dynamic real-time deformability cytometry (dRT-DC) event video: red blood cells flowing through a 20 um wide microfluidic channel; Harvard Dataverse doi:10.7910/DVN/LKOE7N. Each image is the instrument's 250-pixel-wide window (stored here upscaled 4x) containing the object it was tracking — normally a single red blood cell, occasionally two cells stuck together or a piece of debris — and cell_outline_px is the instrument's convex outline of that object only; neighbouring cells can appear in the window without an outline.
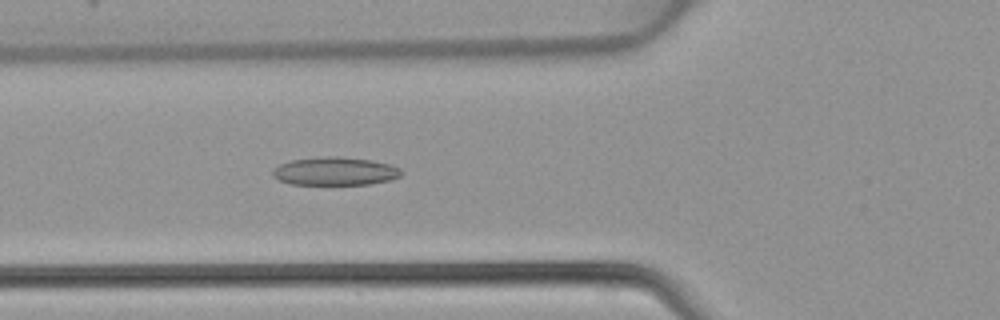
{"species": "common noctule bat (a hibernating species)", "species_latin": "Nyctalus noctula", "temperature_condition": "warm", "stored_images_in_passage": 41, "camera_frame_rate_fps": 3000, "um_per_image_px": 0.085, "animal": {"sex": "female", "body_mass_g": 22.7, "forearm_length_mm": 54.2}, "frame": {"image": 1, "passage_image": 12, "time_ms": 3.667, "image_size_px": [1000, 320], "cell_outline_px": [[404, 172], [400, 176], [388, 180], [368, 184], [292, 184], [280, 180], [272, 176], [272, 168], [280, 164], [292, 160], [324, 156], [340, 156], [368, 160], [388, 164], [400, 168]], "centroid_in_image_um": [28.45, 14.55], "position_along_channel_um": 97.3, "area_um2": 20.98}}
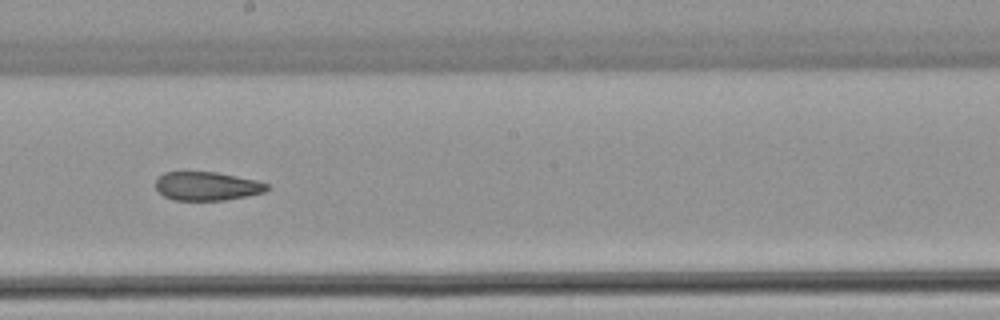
{"frame": {"image": 2, "passage_image": 21, "time_ms": 6.667, "image_size_px": [1000, 320], "cell_outline_px": [[268, 188], [264, 192], [224, 200], [172, 200], [164, 196], [156, 188], [156, 176], [164, 172], [216, 172], [256, 180], [268, 184]], "centroid_in_image_um": [17.54, 15.81], "position_along_channel_um": 230.7, "area_um2": 18.5}}
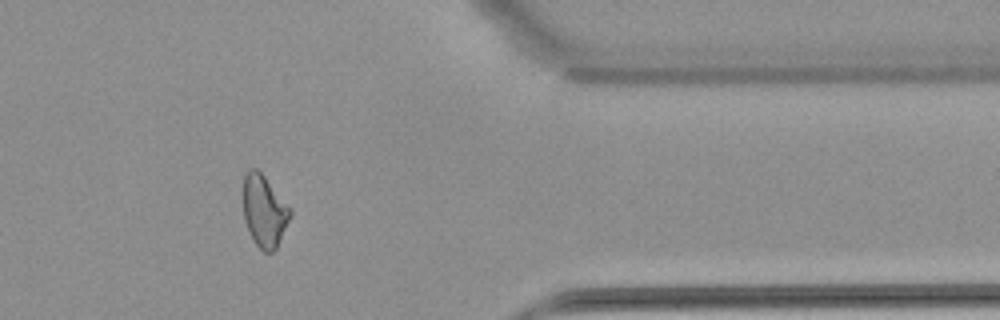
{"frame": {"image": 3, "passage_image": 33, "time_ms": 10.667, "image_size_px": [1000, 320], "cell_outline_px": [[292, 212], [276, 248], [272, 252], [264, 252], [256, 244], [244, 220], [244, 176], [248, 168], [256, 168], [264, 176], [292, 208]], "centroid_in_image_um": [22.47, 17.91], "position_along_channel_um": 388.9, "area_um2": 19.36}}